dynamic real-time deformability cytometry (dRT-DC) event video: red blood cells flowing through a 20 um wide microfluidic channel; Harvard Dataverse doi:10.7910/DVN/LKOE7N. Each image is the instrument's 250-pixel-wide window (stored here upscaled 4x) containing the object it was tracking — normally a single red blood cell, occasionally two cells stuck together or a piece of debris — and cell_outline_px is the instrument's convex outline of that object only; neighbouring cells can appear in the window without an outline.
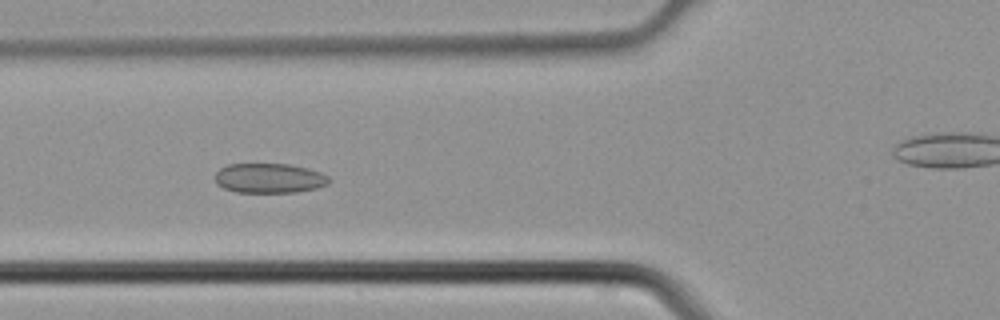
{"species": "common noctule bat (a hibernating species)", "species_latin": "Nyctalus noctula", "temperature_condition": "cold", "stored_images_in_passage": 4, "segment_of_instrument_passage": [1, 2], "camera_frame_rate_fps": 3000, "um_per_image_px": 0.085, "animal": {"sex": "male", "body_mass_g": 21.5, "forearm_length_mm": 52.0}, "frame": {"image": 1, "passage_image": 3, "time_ms": 0.667, "image_size_px": [1000, 320], "cell_outline_px": [[332, 180], [328, 184], [316, 188], [296, 192], [236, 192], [224, 188], [216, 184], [216, 172], [220, 168], [228, 164], [288, 164], [308, 168], [320, 172], [328, 176]], "centroid_in_image_um": [22.9, 15.14], "position_along_channel_um": 102.9, "area_um2": 19.77}}